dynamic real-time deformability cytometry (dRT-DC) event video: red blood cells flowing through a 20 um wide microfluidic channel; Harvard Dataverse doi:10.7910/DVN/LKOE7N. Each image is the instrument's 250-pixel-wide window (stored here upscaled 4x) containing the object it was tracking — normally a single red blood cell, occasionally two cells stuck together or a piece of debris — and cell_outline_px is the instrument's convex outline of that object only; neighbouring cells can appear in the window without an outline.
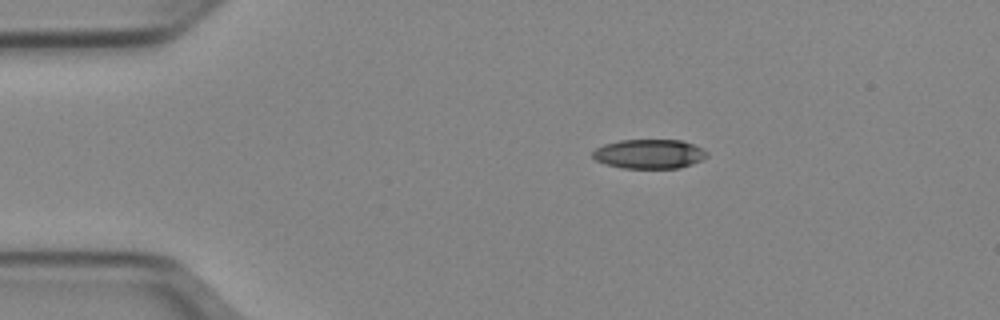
{"species": "Egyptian fruit bat (a non-hibernating species)", "species_latin": "Rousettus aegyptiacus", "temperature_condition": "cold", "stored_images_in_passage": 43, "camera_frame_rate_fps": 3000, "um_per_image_px": 0.085, "animal": {"sex": "female"}, "frame": {"image": 1, "passage_image": 1, "time_ms": 0.0, "image_size_px": [1000, 320], "cell_outline_px": [[708, 156], [692, 164], [680, 168], [624, 168], [604, 164], [596, 160], [592, 156], [592, 152], [596, 148], [604, 144], [620, 140], [680, 140], [692, 144], [708, 152]], "centroid_in_image_um": [55.16, 13.09], "position_along_channel_um": 29.8, "area_um2": 19.48}}
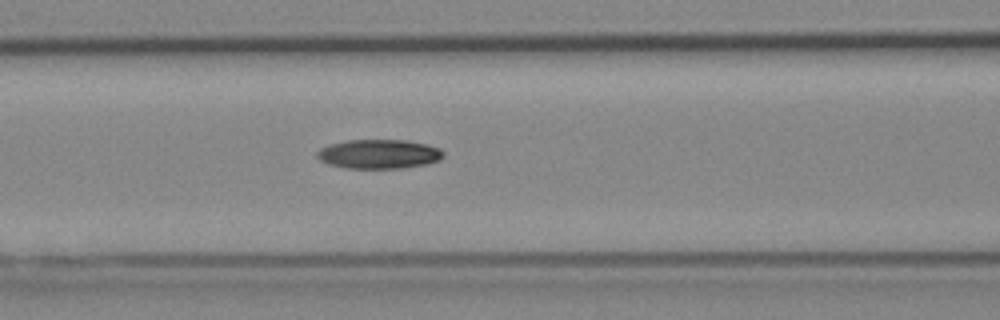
{"frame": {"image": 2, "passage_image": 13, "time_ms": 4.0, "image_size_px": [1000, 320], "cell_outline_px": [[444, 156], [440, 160], [428, 164], [400, 168], [348, 168], [328, 164], [320, 160], [316, 156], [316, 152], [320, 148], [332, 144], [348, 140], [404, 140], [428, 144], [440, 148], [444, 152]], "centroid_in_image_um": [32.24, 13.09], "position_along_channel_um": 134.4, "area_um2": 21.56}}
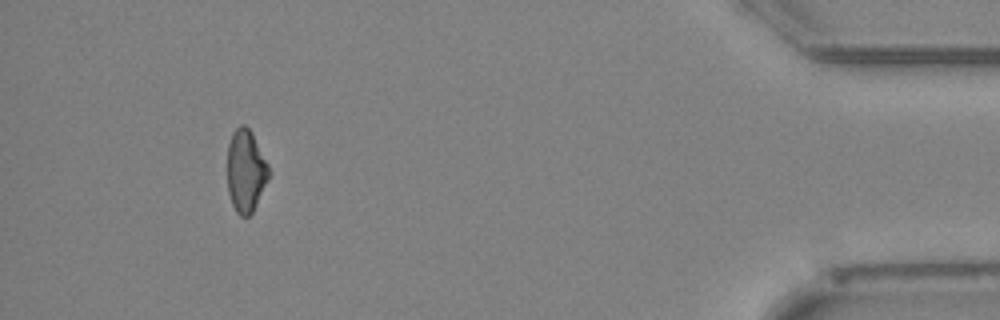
{"frame": {"image": 3, "passage_image": 39, "time_ms": 12.667, "image_size_px": [1000, 320], "cell_outline_px": [[268, 176], [252, 212], [248, 216], [240, 216], [236, 212], [232, 204], [228, 192], [228, 144], [232, 132], [240, 124], [244, 124], [252, 132], [268, 164]], "centroid_in_image_um": [20.86, 14.49], "position_along_channel_um": 414.3, "area_um2": 19.54}, "authors_computed_cell_mechanics": {"area_um2": 20.7502, "velocity_mm_per_s": 3.9642, "shape_relaxation_time_tau1_ms": 10.0032, "shape_relaxation_time_tau2_ms": null, "deformation_change_tau1": 0.2073, "deformation_change_tau2": null}}